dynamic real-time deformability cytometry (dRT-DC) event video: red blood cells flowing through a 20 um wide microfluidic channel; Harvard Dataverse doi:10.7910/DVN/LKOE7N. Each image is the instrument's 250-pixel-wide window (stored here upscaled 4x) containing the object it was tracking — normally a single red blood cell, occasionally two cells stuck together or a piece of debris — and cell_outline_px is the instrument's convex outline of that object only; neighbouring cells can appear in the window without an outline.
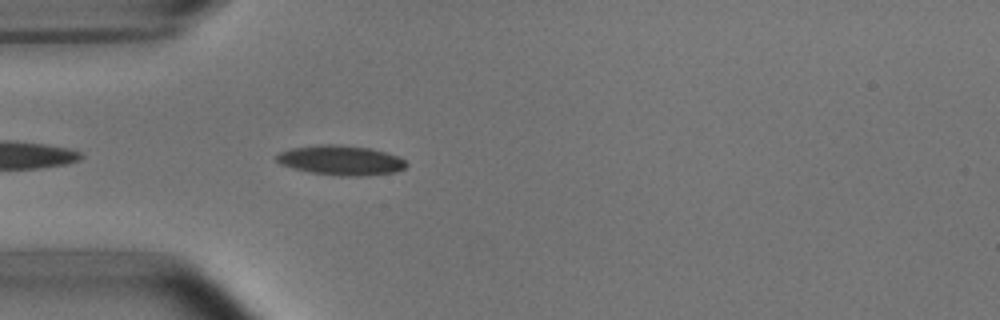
{"species": "common noctule bat (a hibernating species)", "species_latin": "Nyctalus noctula", "temperature_condition": "room temperature", "stored_images_in_passage": 1, "camera_frame_rate_fps": 3000, "um_per_image_px": 0.085, "animal": {"sex": "male", "body_mass_g": 15.6}, "frame": {"image": 1, "passage_image": 1, "time_ms": 0.0, "image_size_px": [1000, 320], "cell_outline_px": [[408, 164], [404, 168], [396, 172], [368, 176], [340, 176], [308, 172], [280, 164], [276, 160], [276, 156], [280, 152], [292, 148], [320, 144], [332, 144], [368, 148], [384, 152], [396, 156], [404, 160]], "centroid_in_image_um": [28.96, 13.64], "position_along_channel_um": 56.0, "area_um2": 22.37}}